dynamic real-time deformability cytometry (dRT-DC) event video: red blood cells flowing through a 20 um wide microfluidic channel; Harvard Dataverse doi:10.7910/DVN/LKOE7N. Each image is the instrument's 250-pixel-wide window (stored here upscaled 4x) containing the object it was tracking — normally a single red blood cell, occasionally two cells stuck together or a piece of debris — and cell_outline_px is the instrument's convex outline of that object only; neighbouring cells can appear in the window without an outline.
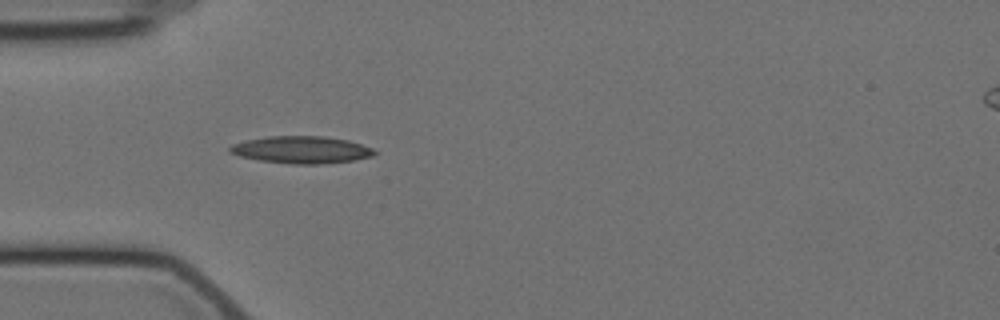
{"species": "Egyptian fruit bat (a non-hibernating species)", "species_latin": "Rousettus aegyptiacus", "temperature_condition": "cold", "stored_images_in_passage": 11, "camera_frame_rate_fps": 3000, "um_per_image_px": 0.085, "animal": {"sex": "female"}, "frame": {"image": 1, "passage_image": 4, "time_ms": 1.0, "image_size_px": [1000, 320], "cell_outline_px": [[376, 152], [372, 156], [356, 160], [320, 164], [292, 164], [260, 160], [240, 156], [228, 152], [228, 148], [232, 144], [244, 140], [268, 136], [324, 136], [348, 140], [372, 148]], "centroid_in_image_um": [25.6, 12.73], "position_along_channel_um": 59.4, "area_um2": 22.95}}
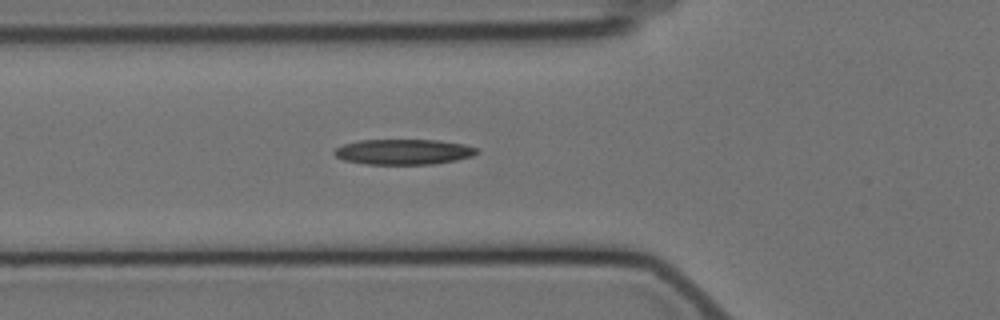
{"frame": {"image": 2, "passage_image": 7, "time_ms": 2.0, "image_size_px": [1000, 320], "cell_outline_px": [[480, 152], [472, 156], [456, 160], [432, 164], [368, 164], [344, 160], [336, 156], [332, 152], [336, 148], [344, 144], [360, 140], [440, 140], [464, 144], [476, 148]], "centroid_in_image_um": [34.32, 12.9], "position_along_channel_um": 91.5, "area_um2": 21.04}}
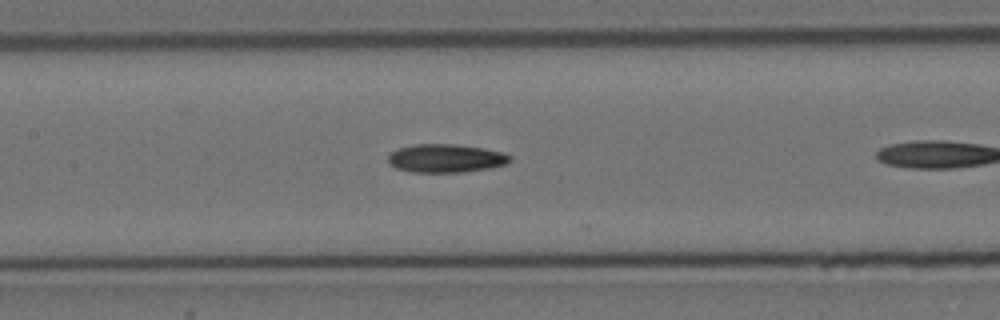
{"frame": {"image": 3, "passage_image": 10, "time_ms": 3.0, "image_size_px": [1000, 320], "cell_outline_px": [[512, 160], [508, 164], [488, 168], [464, 172], [412, 172], [396, 168], [388, 164], [388, 156], [392, 152], [400, 148], [416, 144], [452, 144], [484, 148], [504, 152], [512, 156]], "centroid_in_image_um": [37.93, 13.46], "position_along_channel_um": 169.5, "area_um2": 20.23}}